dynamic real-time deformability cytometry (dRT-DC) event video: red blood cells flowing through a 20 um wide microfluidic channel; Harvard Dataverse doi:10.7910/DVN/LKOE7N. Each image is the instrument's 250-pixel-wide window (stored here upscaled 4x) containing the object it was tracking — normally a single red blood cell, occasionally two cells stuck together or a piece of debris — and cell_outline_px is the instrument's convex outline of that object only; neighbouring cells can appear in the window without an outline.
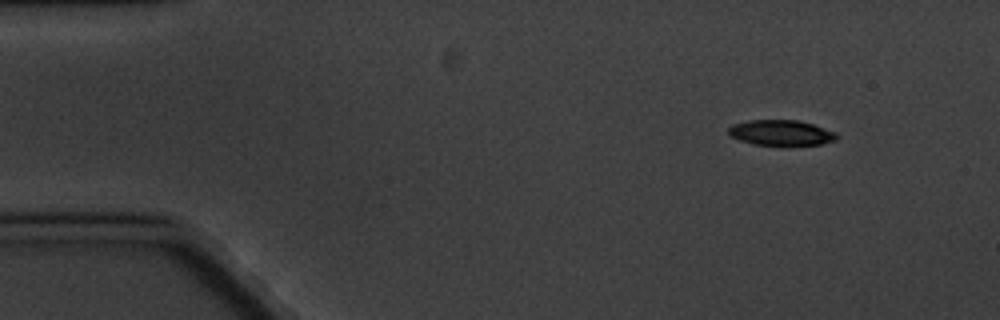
{"species": "common noctule bat (a hibernating species)", "species_latin": "Nyctalus noctula", "temperature_condition": "cold", "stored_images_in_passage": 5, "camera_frame_rate_fps": 3000, "um_per_image_px": 0.085, "animal": {"sex": "male", "body_mass_g": 20.1, "forearm_length_mm": 53.5}, "frame": {"image": 1, "passage_image": 1, "time_ms": 0.0, "image_size_px": [1000, 320], "cell_outline_px": [[840, 136], [836, 140], [820, 144], [752, 144], [740, 140], [732, 136], [728, 132], [728, 128], [732, 124], [748, 120], [796, 120], [812, 124], [836, 132]], "centroid_in_image_um": [66.39, 11.26], "position_along_channel_um": 18.6, "area_um2": 15.78}}
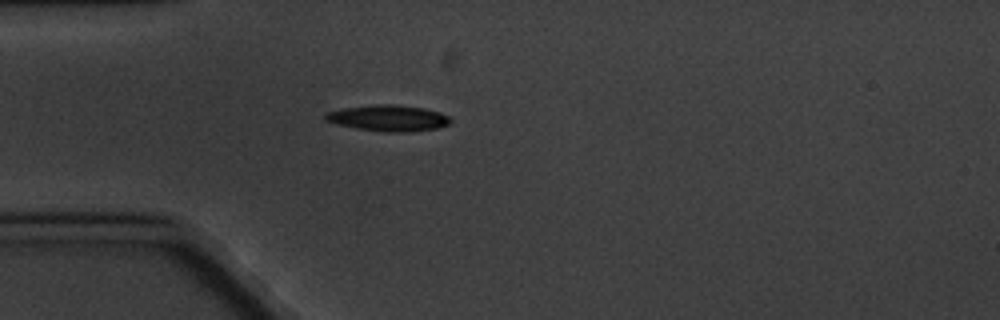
{"frame": {"image": 2, "passage_image": 4, "time_ms": 3.333, "image_size_px": [1000, 320], "cell_outline_px": [[452, 120], [448, 124], [436, 128], [408, 132], [384, 132], [356, 128], [336, 124], [324, 120], [324, 112], [344, 108], [376, 104], [392, 104], [424, 108], [440, 112], [448, 116]], "centroid_in_image_um": [32.97, 10.03], "position_along_channel_um": 52.0, "area_um2": 19.07}}